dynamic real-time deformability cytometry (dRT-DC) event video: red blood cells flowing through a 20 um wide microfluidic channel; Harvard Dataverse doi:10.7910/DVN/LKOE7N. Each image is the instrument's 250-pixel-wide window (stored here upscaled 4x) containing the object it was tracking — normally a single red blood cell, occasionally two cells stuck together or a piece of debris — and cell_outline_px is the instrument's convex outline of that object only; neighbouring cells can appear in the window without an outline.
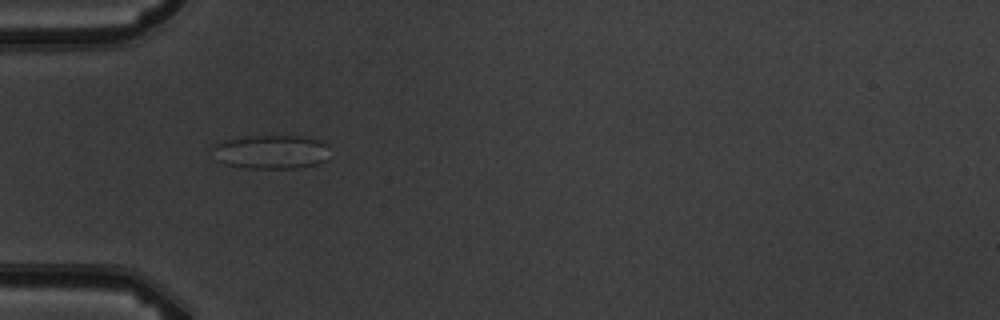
{"species": "common noctule bat (a hibernating species)", "species_latin": "Nyctalus noctula", "temperature_condition": "warm", "stored_images_in_passage": 7, "camera_frame_rate_fps": 3000, "um_per_image_px": 0.085, "animal": {"sex": "male", "body_mass_g": 19.5, "forearm_length_mm": 54.6}, "frame": {"image": 1, "passage_image": 6, "time_ms": 5.667, "image_size_px": [1000, 320], "cell_outline_px": [[332, 156], [328, 160], [316, 164], [296, 168], [248, 168], [224, 164], [216, 160], [208, 148], [212, 144], [224, 140], [244, 136], [304, 136], [324, 140], [328, 144]], "centroid_in_image_um": [23.06, 12.9], "position_along_channel_um": 61.9, "area_um2": 24.1}}
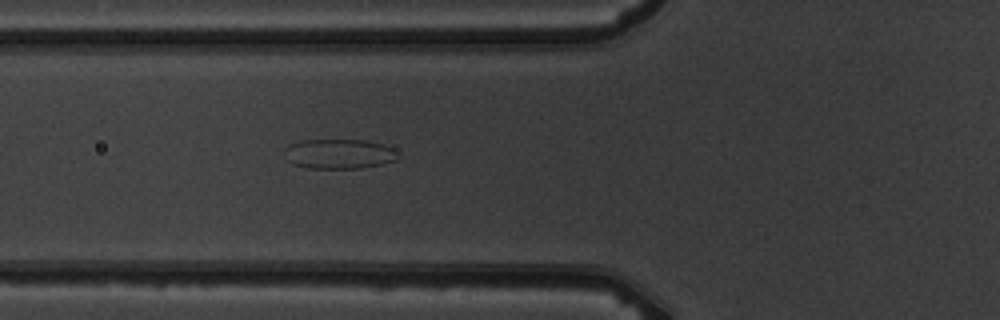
{"frame": {"image": 2, "passage_image": 7, "time_ms": 6.667, "image_size_px": [1000, 320], "cell_outline_px": [[400, 156], [396, 160], [380, 164], [360, 168], [308, 168], [292, 164], [288, 160], [284, 148], [288, 144], [300, 140], [364, 140], [384, 144], [396, 148]], "centroid_in_image_um": [28.85, 13.07], "position_along_channel_um": 97.0, "area_um2": 19.88}}